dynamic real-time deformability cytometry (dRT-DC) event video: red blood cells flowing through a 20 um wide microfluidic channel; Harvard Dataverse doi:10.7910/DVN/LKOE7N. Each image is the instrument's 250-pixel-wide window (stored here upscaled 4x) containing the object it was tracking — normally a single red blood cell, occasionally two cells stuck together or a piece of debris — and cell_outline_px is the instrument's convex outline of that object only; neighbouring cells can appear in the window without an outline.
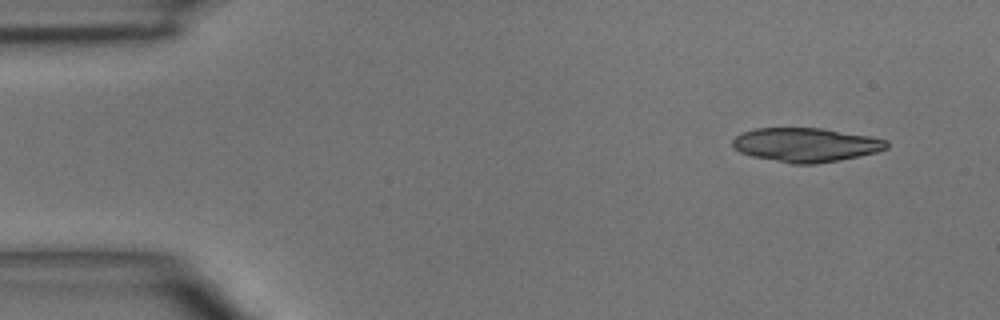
{"species": "common noctule bat (a hibernating species)", "species_latin": "Nyctalus noctula", "temperature_condition": "room temperature", "stored_images_in_passage": 4, "camera_frame_rate_fps": 3000, "um_per_image_px": 0.085, "animal": {"sex": "male", "body_mass_g": 15.6}, "frame": {"image": 1, "passage_image": 4, "time_ms": 3.667, "image_size_px": [1000, 320], "cell_outline_px": [[888, 148], [876, 152], [840, 160], [816, 164], [792, 164], [752, 156], [740, 152], [732, 144], [732, 140], [736, 136], [744, 132], [756, 128], [820, 128], [868, 136], [888, 140]], "centroid_in_image_um": [68.5, 12.32], "position_along_channel_um": 16.5, "area_um2": 30.35}}